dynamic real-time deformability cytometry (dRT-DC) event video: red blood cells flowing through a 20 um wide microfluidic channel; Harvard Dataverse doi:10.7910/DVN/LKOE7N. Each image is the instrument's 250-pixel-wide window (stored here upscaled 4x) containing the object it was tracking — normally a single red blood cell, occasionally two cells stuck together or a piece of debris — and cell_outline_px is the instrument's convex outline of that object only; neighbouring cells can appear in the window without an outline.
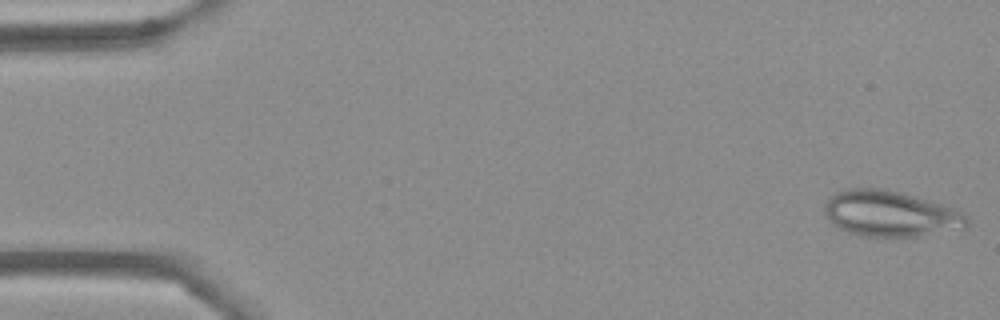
{"species": "Egyptian fruit bat (a non-hibernating species)", "species_latin": "Rousettus aegyptiacus", "temperature_condition": "cold", "stored_images_in_passage": 53, "camera_frame_rate_fps": 3000, "um_per_image_px": 0.085, "frame": {"image": 1, "passage_image": 1, "time_ms": 0.0, "image_size_px": [1000, 320], "cell_outline_px": [[968, 228], [916, 236], [860, 236], [848, 232], [832, 224], [824, 212], [824, 204], [828, 196], [836, 192], [848, 188], [884, 188], [940, 204], [952, 208], [960, 212], [968, 220]], "centroid_in_image_um": [75.62, 18.16], "position_along_channel_um": 9.4, "area_um2": 37.74}}
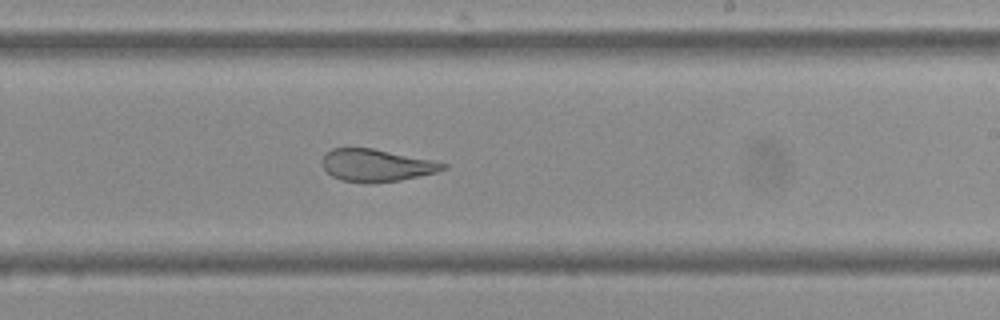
{"frame": {"image": 2, "passage_image": 32, "time_ms": 10.333, "image_size_px": [1000, 320], "cell_outline_px": [[448, 168], [436, 172], [400, 180], [368, 184], [340, 180], [332, 176], [324, 168], [324, 156], [332, 148], [372, 148], [432, 160], [448, 164]], "centroid_in_image_um": [32.01, 14.07], "position_along_channel_um": 257.0, "area_um2": 22.6}}
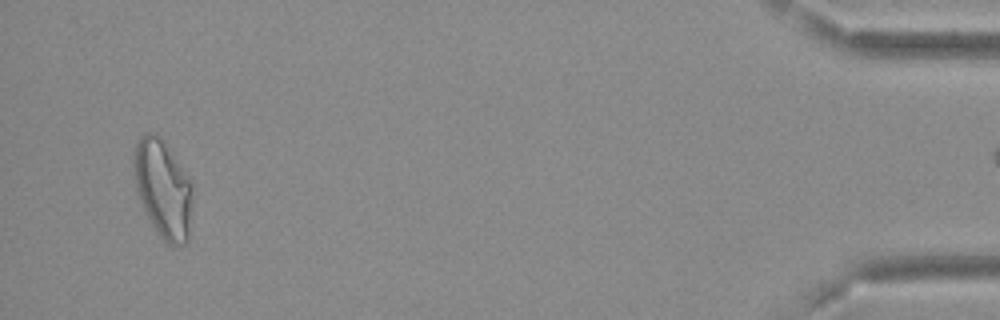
{"frame": {"image": 3, "passage_image": 52, "time_ms": 17.0, "image_size_px": [1000, 320], "cell_outline_px": [[192, 200], [188, 240], [184, 244], [172, 248], [156, 232], [148, 220], [136, 192], [132, 168], [132, 152], [136, 144], [144, 132], [156, 132], [160, 136], [188, 176], [192, 184]], "centroid_in_image_um": [13.82, 16.06], "position_along_channel_um": 421.4, "area_um2": 34.22}}